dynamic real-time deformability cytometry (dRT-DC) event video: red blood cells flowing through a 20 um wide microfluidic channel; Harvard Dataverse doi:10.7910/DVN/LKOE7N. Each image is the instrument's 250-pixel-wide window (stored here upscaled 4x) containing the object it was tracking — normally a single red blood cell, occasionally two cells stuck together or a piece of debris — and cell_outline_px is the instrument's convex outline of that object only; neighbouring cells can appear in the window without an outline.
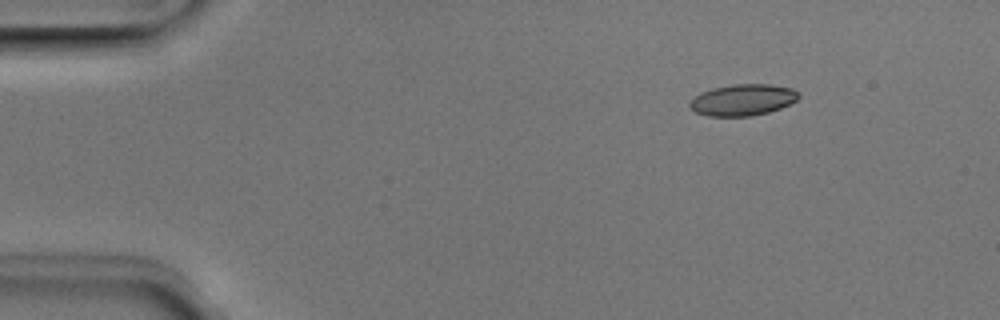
{"species": "Egyptian fruit bat (a non-hibernating species)", "species_latin": "Rousettus aegyptiacus", "temperature_condition": "room temperature", "stored_images_in_passage": 45, "camera_frame_rate_fps": 3000, "um_per_image_px": 0.085, "animal": {"sex": "male"}, "frame": {"image": 1, "passage_image": 1, "time_ms": 0.0, "image_size_px": [1000, 320], "cell_outline_px": [[800, 96], [796, 100], [780, 108], [768, 112], [752, 116], [708, 116], [696, 112], [688, 104], [700, 92], [712, 88], [736, 84], [768, 84], [792, 88]], "centroid_in_image_um": [63.12, 8.49], "position_along_channel_um": 21.9, "area_um2": 19.71}}
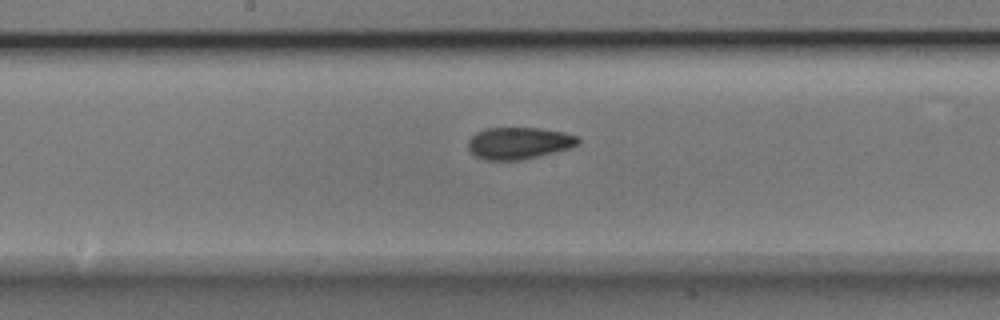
{"frame": {"image": 2, "passage_image": 21, "time_ms": 6.667, "image_size_px": [1000, 320], "cell_outline_px": [[580, 140], [572, 148], [520, 160], [484, 160], [476, 156], [468, 148], [468, 140], [476, 132], [484, 128], [540, 128], [564, 132], [576, 136]], "centroid_in_image_um": [44.08, 12.16], "position_along_channel_um": 204.1, "area_um2": 20.4}}
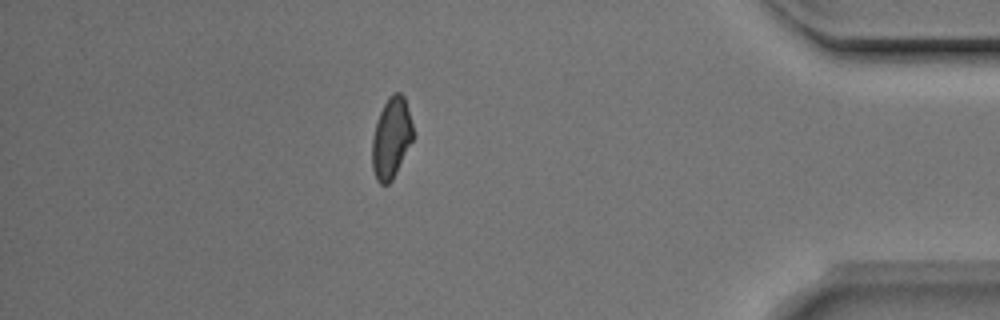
{"frame": {"image": 3, "passage_image": 39, "time_ms": 12.667, "image_size_px": [1000, 320], "cell_outline_px": [[412, 140], [392, 180], [388, 184], [380, 184], [376, 180], [372, 168], [372, 136], [380, 112], [388, 96], [392, 92], [400, 92], [404, 96], [412, 124]], "centroid_in_image_um": [33.23, 11.72], "position_along_channel_um": 402.0, "area_um2": 19.02}, "authors_computed_cell_mechanics": {"area_um2": 19.7098, "velocity_mm_per_s": 3.971, "shape_relaxation_time_tau1_ms": null, "shape_relaxation_time_tau2_ms": 2.0009, "deformation_change_tau1": null, "deformation_change_tau2": 0.0816}}